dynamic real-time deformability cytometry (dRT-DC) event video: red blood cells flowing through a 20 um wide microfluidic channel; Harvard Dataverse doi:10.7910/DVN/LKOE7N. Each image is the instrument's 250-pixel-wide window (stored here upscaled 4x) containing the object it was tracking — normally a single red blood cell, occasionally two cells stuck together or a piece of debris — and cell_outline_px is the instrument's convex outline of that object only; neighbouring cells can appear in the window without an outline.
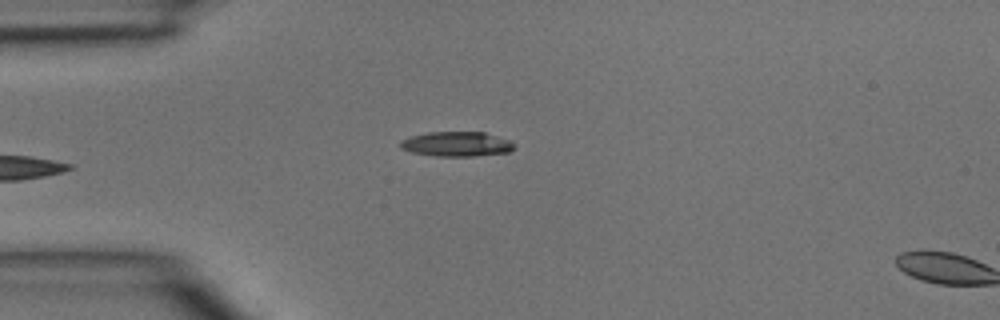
{"species": "common noctule bat (a hibernating species)", "species_latin": "Nyctalus noctula", "temperature_condition": "room temperature", "stored_images_in_passage": 4, "camera_frame_rate_fps": 3000, "um_per_image_px": 0.085, "animal": {"sex": "male", "body_mass_g": 15.6}, "frame": {"image": 1, "passage_image": 4, "time_ms": 1.0, "image_size_px": [1000, 320], "cell_outline_px": [[516, 148], [512, 152], [472, 156], [436, 156], [412, 152], [400, 148], [400, 140], [408, 136], [428, 132], [484, 132], [508, 140], [516, 144]], "centroid_in_image_um": [38.82, 12.24], "position_along_channel_um": 46.2, "area_um2": 16.59}}